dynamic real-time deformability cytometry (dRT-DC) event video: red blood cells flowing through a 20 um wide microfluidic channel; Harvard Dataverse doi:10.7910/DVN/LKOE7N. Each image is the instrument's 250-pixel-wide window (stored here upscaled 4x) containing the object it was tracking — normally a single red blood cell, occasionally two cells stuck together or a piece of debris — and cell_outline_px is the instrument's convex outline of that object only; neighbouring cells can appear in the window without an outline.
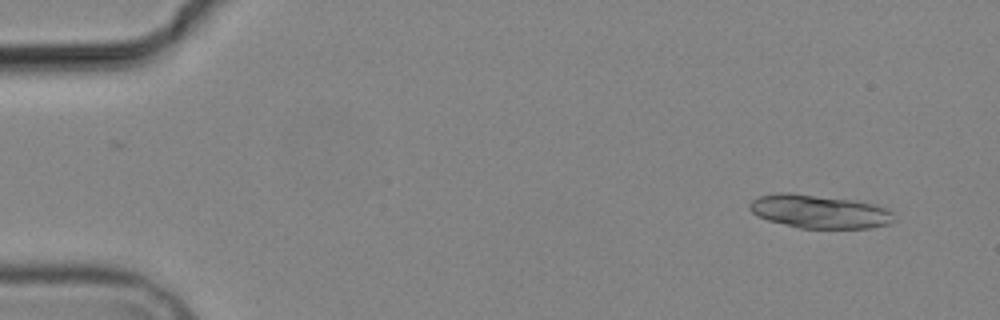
{"species": "common noctule bat (a hibernating species)", "species_latin": "Nyctalus noctula", "temperature_condition": "cold", "stored_images_in_passage": 6, "camera_frame_rate_fps": 3000, "um_per_image_px": 0.085, "animal": {"sex": "male", "body_mass_g": 19.2, "forearm_length_mm": 51.8}, "frame": {"image": 1, "passage_image": 1, "time_ms": 0.0, "image_size_px": [1000, 320], "cell_outline_px": [[896, 220], [888, 224], [872, 228], [800, 228], [768, 220], [756, 216], [748, 208], [748, 204], [752, 200], [760, 196], [780, 192], [792, 192], [852, 200], [872, 204], [888, 208], [892, 212]], "centroid_in_image_um": [69.64, 17.98], "position_along_channel_um": 15.4, "area_um2": 28.26}}
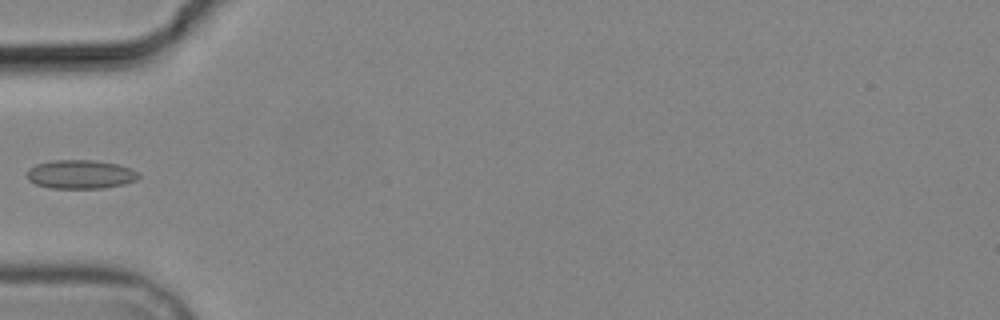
{"frame": {"image": 2, "passage_image": 5, "time_ms": 5.0, "image_size_px": [1000, 320], "cell_outline_px": [[140, 176], [136, 180], [124, 184], [100, 188], [48, 188], [36, 184], [28, 180], [28, 168], [36, 164], [52, 160], [92, 160], [120, 164], [132, 168], [140, 172]], "centroid_in_image_um": [6.87, 14.81], "position_along_channel_um": 78.1, "area_um2": 18.9}}
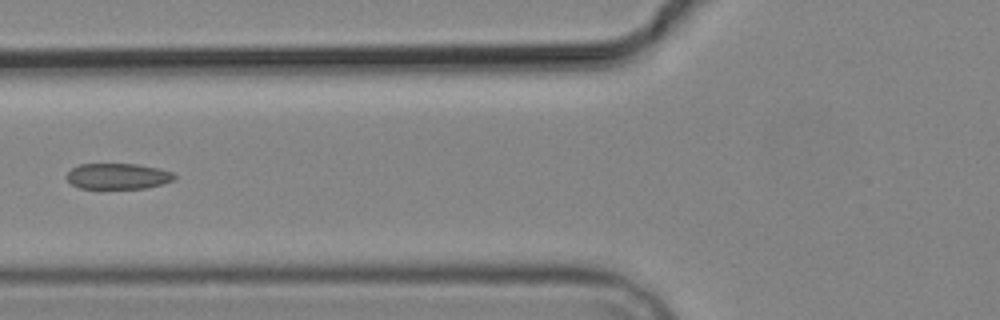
{"frame": {"image": 3, "passage_image": 6, "time_ms": 6.0, "image_size_px": [1000, 320], "cell_outline_px": [[176, 176], [172, 180], [160, 184], [144, 188], [80, 188], [72, 184], [68, 180], [68, 172], [72, 168], [80, 164], [136, 164], [160, 168], [172, 172]], "centroid_in_image_um": [10.02, 14.97], "position_along_channel_um": 115.8, "area_um2": 15.95}}